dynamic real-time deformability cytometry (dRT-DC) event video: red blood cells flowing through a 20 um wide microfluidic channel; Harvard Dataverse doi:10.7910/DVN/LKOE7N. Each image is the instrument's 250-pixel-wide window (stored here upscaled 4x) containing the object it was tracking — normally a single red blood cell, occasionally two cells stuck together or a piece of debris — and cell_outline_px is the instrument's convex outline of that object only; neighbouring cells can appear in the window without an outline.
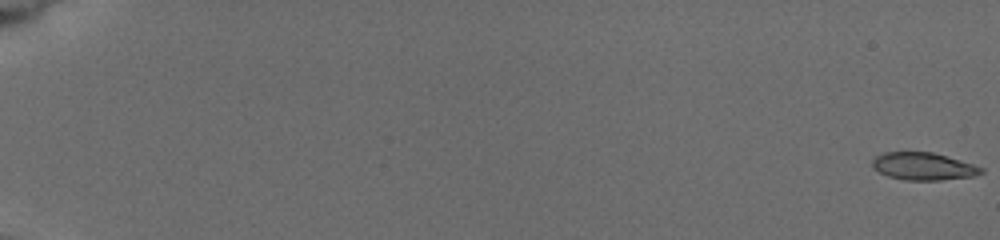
{"species": "common noctule bat (a hibernating species)", "species_latin": "Nyctalus noctula", "temperature_condition": "cold", "stored_images_in_passage": 7, "camera_frame_rate_fps": 3000, "um_per_image_px": 0.085, "animal": {"sex": "female", "body_mass_g": 19.5, "forearm_length_mm": 54.1}, "frame": {"image": 1, "passage_image": 1, "time_ms": 0.0, "image_size_px": [1000, 240], "cell_outline_px": [[984, 172], [972, 176], [940, 180], [904, 180], [888, 176], [872, 168], [872, 160], [876, 156], [884, 152], [932, 152], [960, 160], [984, 168]], "centroid_in_image_um": [78.46, 14.14], "position_along_channel_um": 6.5, "area_um2": 17.34}}
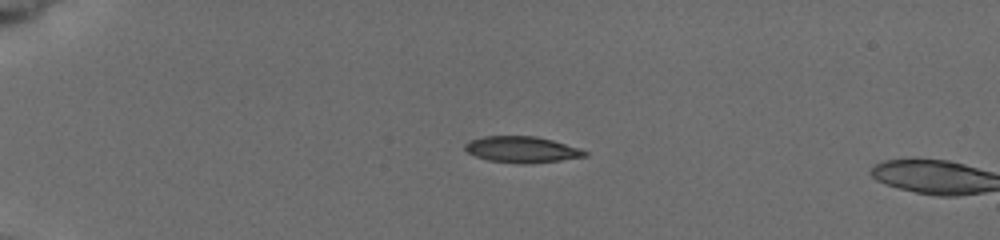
{"frame": {"image": 2, "passage_image": 6, "time_ms": 5.0, "image_size_px": [1000, 240], "cell_outline_px": [[588, 156], [560, 160], [524, 164], [488, 160], [476, 156], [468, 152], [464, 148], [464, 144], [468, 140], [484, 136], [536, 136], [552, 140], [580, 148], [588, 152]], "centroid_in_image_um": [44.35, 12.7], "position_along_channel_um": 40.6, "area_um2": 18.26}}